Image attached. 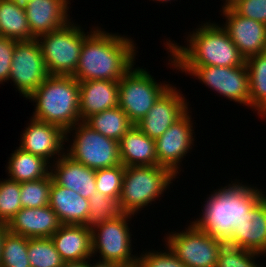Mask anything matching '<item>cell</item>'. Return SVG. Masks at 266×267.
Masks as SVG:
<instances>
[{"label":"cell","mask_w":266,"mask_h":267,"mask_svg":"<svg viewBox=\"0 0 266 267\" xmlns=\"http://www.w3.org/2000/svg\"><path fill=\"white\" fill-rule=\"evenodd\" d=\"M28 259L31 267H63L65 263L51 238H28Z\"/></svg>","instance_id":"f1b7e54d"},{"label":"cell","mask_w":266,"mask_h":267,"mask_svg":"<svg viewBox=\"0 0 266 267\" xmlns=\"http://www.w3.org/2000/svg\"><path fill=\"white\" fill-rule=\"evenodd\" d=\"M216 22L201 23L186 37V45L166 40L167 53L174 66L236 67L245 64V58L229 38L225 29ZM201 25V26H200Z\"/></svg>","instance_id":"3957f363"},{"label":"cell","mask_w":266,"mask_h":267,"mask_svg":"<svg viewBox=\"0 0 266 267\" xmlns=\"http://www.w3.org/2000/svg\"><path fill=\"white\" fill-rule=\"evenodd\" d=\"M227 244L266 256V195L233 225Z\"/></svg>","instance_id":"e0dca14e"},{"label":"cell","mask_w":266,"mask_h":267,"mask_svg":"<svg viewBox=\"0 0 266 267\" xmlns=\"http://www.w3.org/2000/svg\"><path fill=\"white\" fill-rule=\"evenodd\" d=\"M150 1H151V0H150ZM152 1H156V2L158 1V2H162V3H163V2H165V3H166V2H167V3L170 2V4H171V1H172V0H152ZM173 1H176V0H173Z\"/></svg>","instance_id":"7bdbcfd3"},{"label":"cell","mask_w":266,"mask_h":267,"mask_svg":"<svg viewBox=\"0 0 266 267\" xmlns=\"http://www.w3.org/2000/svg\"><path fill=\"white\" fill-rule=\"evenodd\" d=\"M0 267H31L28 259V238L7 232L1 251Z\"/></svg>","instance_id":"f546056e"},{"label":"cell","mask_w":266,"mask_h":267,"mask_svg":"<svg viewBox=\"0 0 266 267\" xmlns=\"http://www.w3.org/2000/svg\"><path fill=\"white\" fill-rule=\"evenodd\" d=\"M95 173V169L81 164L66 153L57 161L51 163L50 174L53 180L57 184L77 192L86 199L97 192Z\"/></svg>","instance_id":"ffe728a7"},{"label":"cell","mask_w":266,"mask_h":267,"mask_svg":"<svg viewBox=\"0 0 266 267\" xmlns=\"http://www.w3.org/2000/svg\"><path fill=\"white\" fill-rule=\"evenodd\" d=\"M51 184V174L39 180L20 183L22 208H40L49 205Z\"/></svg>","instance_id":"4dcf8cb0"},{"label":"cell","mask_w":266,"mask_h":267,"mask_svg":"<svg viewBox=\"0 0 266 267\" xmlns=\"http://www.w3.org/2000/svg\"><path fill=\"white\" fill-rule=\"evenodd\" d=\"M120 158L125 167L158 165L155 140L135 125L119 141Z\"/></svg>","instance_id":"cb8c5ba5"},{"label":"cell","mask_w":266,"mask_h":267,"mask_svg":"<svg viewBox=\"0 0 266 267\" xmlns=\"http://www.w3.org/2000/svg\"><path fill=\"white\" fill-rule=\"evenodd\" d=\"M63 267H89V259L78 262H65Z\"/></svg>","instance_id":"ab89813d"},{"label":"cell","mask_w":266,"mask_h":267,"mask_svg":"<svg viewBox=\"0 0 266 267\" xmlns=\"http://www.w3.org/2000/svg\"><path fill=\"white\" fill-rule=\"evenodd\" d=\"M262 254L224 244L219 251L216 267H264L256 262Z\"/></svg>","instance_id":"e575fe53"},{"label":"cell","mask_w":266,"mask_h":267,"mask_svg":"<svg viewBox=\"0 0 266 267\" xmlns=\"http://www.w3.org/2000/svg\"><path fill=\"white\" fill-rule=\"evenodd\" d=\"M223 2H224V4L223 5H221L222 6V10L223 9H227V8H231L232 6H234L238 1H240V0H222Z\"/></svg>","instance_id":"b9f144b4"},{"label":"cell","mask_w":266,"mask_h":267,"mask_svg":"<svg viewBox=\"0 0 266 267\" xmlns=\"http://www.w3.org/2000/svg\"><path fill=\"white\" fill-rule=\"evenodd\" d=\"M89 214L86 225L92 227L95 224L112 220L114 217L121 214L118 201L109 198L101 192H96L88 198Z\"/></svg>","instance_id":"d6a6232c"},{"label":"cell","mask_w":266,"mask_h":267,"mask_svg":"<svg viewBox=\"0 0 266 267\" xmlns=\"http://www.w3.org/2000/svg\"><path fill=\"white\" fill-rule=\"evenodd\" d=\"M231 8L238 15L266 24V0H240Z\"/></svg>","instance_id":"8d00e7d4"},{"label":"cell","mask_w":266,"mask_h":267,"mask_svg":"<svg viewBox=\"0 0 266 267\" xmlns=\"http://www.w3.org/2000/svg\"><path fill=\"white\" fill-rule=\"evenodd\" d=\"M91 258H89V267H124L123 265L114 263V262H107V261H101L93 258L95 260V263L91 264Z\"/></svg>","instance_id":"f35d334b"},{"label":"cell","mask_w":266,"mask_h":267,"mask_svg":"<svg viewBox=\"0 0 266 267\" xmlns=\"http://www.w3.org/2000/svg\"><path fill=\"white\" fill-rule=\"evenodd\" d=\"M27 99L35 103L32 118L65 132L81 121L79 82L73 76L49 75Z\"/></svg>","instance_id":"277c9868"},{"label":"cell","mask_w":266,"mask_h":267,"mask_svg":"<svg viewBox=\"0 0 266 267\" xmlns=\"http://www.w3.org/2000/svg\"><path fill=\"white\" fill-rule=\"evenodd\" d=\"M50 238L64 262L93 258L92 232L87 225L62 224Z\"/></svg>","instance_id":"7402d4cb"},{"label":"cell","mask_w":266,"mask_h":267,"mask_svg":"<svg viewBox=\"0 0 266 267\" xmlns=\"http://www.w3.org/2000/svg\"><path fill=\"white\" fill-rule=\"evenodd\" d=\"M181 89L170 86L152 106L150 111L134 124L149 138L158 139L173 123L179 120L189 108L188 99Z\"/></svg>","instance_id":"5bb4252c"},{"label":"cell","mask_w":266,"mask_h":267,"mask_svg":"<svg viewBox=\"0 0 266 267\" xmlns=\"http://www.w3.org/2000/svg\"><path fill=\"white\" fill-rule=\"evenodd\" d=\"M49 76L37 39L17 41L9 81L27 99Z\"/></svg>","instance_id":"7c38bea8"},{"label":"cell","mask_w":266,"mask_h":267,"mask_svg":"<svg viewBox=\"0 0 266 267\" xmlns=\"http://www.w3.org/2000/svg\"><path fill=\"white\" fill-rule=\"evenodd\" d=\"M21 208L20 183L2 178L0 180V224L7 225Z\"/></svg>","instance_id":"1f68e13d"},{"label":"cell","mask_w":266,"mask_h":267,"mask_svg":"<svg viewBox=\"0 0 266 267\" xmlns=\"http://www.w3.org/2000/svg\"><path fill=\"white\" fill-rule=\"evenodd\" d=\"M17 41L0 36V84L9 82L13 52Z\"/></svg>","instance_id":"74e56055"},{"label":"cell","mask_w":266,"mask_h":267,"mask_svg":"<svg viewBox=\"0 0 266 267\" xmlns=\"http://www.w3.org/2000/svg\"><path fill=\"white\" fill-rule=\"evenodd\" d=\"M8 232L7 225L0 224V263H1V251L3 248V242L5 239V234Z\"/></svg>","instance_id":"60d3db41"},{"label":"cell","mask_w":266,"mask_h":267,"mask_svg":"<svg viewBox=\"0 0 266 267\" xmlns=\"http://www.w3.org/2000/svg\"><path fill=\"white\" fill-rule=\"evenodd\" d=\"M125 166L117 165L109 168L97 169L95 173L96 190L109 198L119 201L122 192V179Z\"/></svg>","instance_id":"836d02e7"},{"label":"cell","mask_w":266,"mask_h":267,"mask_svg":"<svg viewBox=\"0 0 266 267\" xmlns=\"http://www.w3.org/2000/svg\"><path fill=\"white\" fill-rule=\"evenodd\" d=\"M227 186L213 190L206 198L196 220L191 221L198 229L227 244L232 227L266 195L262 189L235 179Z\"/></svg>","instance_id":"7a4b0ae2"},{"label":"cell","mask_w":266,"mask_h":267,"mask_svg":"<svg viewBox=\"0 0 266 267\" xmlns=\"http://www.w3.org/2000/svg\"><path fill=\"white\" fill-rule=\"evenodd\" d=\"M5 167L7 178L19 183L48 177L51 172V164L47 160L25 152L19 147L11 153Z\"/></svg>","instance_id":"d4e9b609"},{"label":"cell","mask_w":266,"mask_h":267,"mask_svg":"<svg viewBox=\"0 0 266 267\" xmlns=\"http://www.w3.org/2000/svg\"><path fill=\"white\" fill-rule=\"evenodd\" d=\"M134 215L121 213L91 227L92 257L98 260L114 262L124 267H135L138 253L132 254V232L129 222ZM99 253V255H97Z\"/></svg>","instance_id":"ba28073f"},{"label":"cell","mask_w":266,"mask_h":267,"mask_svg":"<svg viewBox=\"0 0 266 267\" xmlns=\"http://www.w3.org/2000/svg\"><path fill=\"white\" fill-rule=\"evenodd\" d=\"M249 76L250 108L266 120V52L245 59ZM264 116V117H263Z\"/></svg>","instance_id":"4316f807"},{"label":"cell","mask_w":266,"mask_h":267,"mask_svg":"<svg viewBox=\"0 0 266 267\" xmlns=\"http://www.w3.org/2000/svg\"><path fill=\"white\" fill-rule=\"evenodd\" d=\"M84 122L102 135L118 142L134 125L119 106L94 114Z\"/></svg>","instance_id":"83f0119b"},{"label":"cell","mask_w":266,"mask_h":267,"mask_svg":"<svg viewBox=\"0 0 266 267\" xmlns=\"http://www.w3.org/2000/svg\"><path fill=\"white\" fill-rule=\"evenodd\" d=\"M80 119L118 107L119 81L89 80L79 82Z\"/></svg>","instance_id":"44dd1931"},{"label":"cell","mask_w":266,"mask_h":267,"mask_svg":"<svg viewBox=\"0 0 266 267\" xmlns=\"http://www.w3.org/2000/svg\"><path fill=\"white\" fill-rule=\"evenodd\" d=\"M96 28L85 33L73 20L61 28L37 38L49 75L72 76L78 66L83 40Z\"/></svg>","instance_id":"8992f818"},{"label":"cell","mask_w":266,"mask_h":267,"mask_svg":"<svg viewBox=\"0 0 266 267\" xmlns=\"http://www.w3.org/2000/svg\"><path fill=\"white\" fill-rule=\"evenodd\" d=\"M165 250H143L138 255L137 267H186L165 245Z\"/></svg>","instance_id":"d590c367"},{"label":"cell","mask_w":266,"mask_h":267,"mask_svg":"<svg viewBox=\"0 0 266 267\" xmlns=\"http://www.w3.org/2000/svg\"><path fill=\"white\" fill-rule=\"evenodd\" d=\"M61 222L47 205L40 208H21L7 224L8 231L27 238H50Z\"/></svg>","instance_id":"d6986e66"},{"label":"cell","mask_w":266,"mask_h":267,"mask_svg":"<svg viewBox=\"0 0 266 267\" xmlns=\"http://www.w3.org/2000/svg\"><path fill=\"white\" fill-rule=\"evenodd\" d=\"M0 36L16 41L35 39L30 32L23 3L0 0Z\"/></svg>","instance_id":"484cf974"},{"label":"cell","mask_w":266,"mask_h":267,"mask_svg":"<svg viewBox=\"0 0 266 267\" xmlns=\"http://www.w3.org/2000/svg\"><path fill=\"white\" fill-rule=\"evenodd\" d=\"M71 135L72 140L69 137ZM68 141L71 143L66 146L65 153L89 168L97 170L122 164L119 142L102 135L84 121L66 131V142L69 143Z\"/></svg>","instance_id":"52a82bcc"},{"label":"cell","mask_w":266,"mask_h":267,"mask_svg":"<svg viewBox=\"0 0 266 267\" xmlns=\"http://www.w3.org/2000/svg\"><path fill=\"white\" fill-rule=\"evenodd\" d=\"M69 0H31L25 2L24 9L30 32L37 39L67 24L71 19Z\"/></svg>","instance_id":"ac0fdd59"},{"label":"cell","mask_w":266,"mask_h":267,"mask_svg":"<svg viewBox=\"0 0 266 267\" xmlns=\"http://www.w3.org/2000/svg\"><path fill=\"white\" fill-rule=\"evenodd\" d=\"M169 68H174L198 79L217 95L250 107L249 76L246 64L236 67L219 66H174L172 55H168ZM197 77V78H196Z\"/></svg>","instance_id":"30bf717a"},{"label":"cell","mask_w":266,"mask_h":267,"mask_svg":"<svg viewBox=\"0 0 266 267\" xmlns=\"http://www.w3.org/2000/svg\"><path fill=\"white\" fill-rule=\"evenodd\" d=\"M190 109L173 123L158 139L155 140L158 165L168 168L177 178L181 172V162L192 150L195 131Z\"/></svg>","instance_id":"4fadbf2b"},{"label":"cell","mask_w":266,"mask_h":267,"mask_svg":"<svg viewBox=\"0 0 266 267\" xmlns=\"http://www.w3.org/2000/svg\"><path fill=\"white\" fill-rule=\"evenodd\" d=\"M220 13L225 17L221 26L245 59L266 52V24L238 15L232 8Z\"/></svg>","instance_id":"2e32d148"},{"label":"cell","mask_w":266,"mask_h":267,"mask_svg":"<svg viewBox=\"0 0 266 267\" xmlns=\"http://www.w3.org/2000/svg\"><path fill=\"white\" fill-rule=\"evenodd\" d=\"M132 37L96 28L83 40L78 66L72 75L78 82L119 81L136 63Z\"/></svg>","instance_id":"6da1fadb"},{"label":"cell","mask_w":266,"mask_h":267,"mask_svg":"<svg viewBox=\"0 0 266 267\" xmlns=\"http://www.w3.org/2000/svg\"><path fill=\"white\" fill-rule=\"evenodd\" d=\"M163 239L186 267H216L219 251L225 244L198 229L191 221L182 231H168Z\"/></svg>","instance_id":"8fae6325"},{"label":"cell","mask_w":266,"mask_h":267,"mask_svg":"<svg viewBox=\"0 0 266 267\" xmlns=\"http://www.w3.org/2000/svg\"><path fill=\"white\" fill-rule=\"evenodd\" d=\"M170 82L161 83L146 68L135 65L119 80L118 106L136 124L156 103L158 98L171 86Z\"/></svg>","instance_id":"9c48e42d"},{"label":"cell","mask_w":266,"mask_h":267,"mask_svg":"<svg viewBox=\"0 0 266 267\" xmlns=\"http://www.w3.org/2000/svg\"><path fill=\"white\" fill-rule=\"evenodd\" d=\"M49 206L58 216L61 224L86 225L89 201L77 192L57 184L52 178Z\"/></svg>","instance_id":"603a6c76"},{"label":"cell","mask_w":266,"mask_h":267,"mask_svg":"<svg viewBox=\"0 0 266 267\" xmlns=\"http://www.w3.org/2000/svg\"><path fill=\"white\" fill-rule=\"evenodd\" d=\"M15 1H17V2H19V3H25V2H28V1H31V0H15Z\"/></svg>","instance_id":"ee69618b"},{"label":"cell","mask_w":266,"mask_h":267,"mask_svg":"<svg viewBox=\"0 0 266 267\" xmlns=\"http://www.w3.org/2000/svg\"><path fill=\"white\" fill-rule=\"evenodd\" d=\"M175 179L168 168L160 165L125 167L118 201L121 213L137 215L155 200L160 201Z\"/></svg>","instance_id":"5b68a950"},{"label":"cell","mask_w":266,"mask_h":267,"mask_svg":"<svg viewBox=\"0 0 266 267\" xmlns=\"http://www.w3.org/2000/svg\"><path fill=\"white\" fill-rule=\"evenodd\" d=\"M24 127L19 148L51 162L57 161L65 153L66 132L60 127L29 118ZM53 158V159H52Z\"/></svg>","instance_id":"9a60e30c"}]
</instances>
